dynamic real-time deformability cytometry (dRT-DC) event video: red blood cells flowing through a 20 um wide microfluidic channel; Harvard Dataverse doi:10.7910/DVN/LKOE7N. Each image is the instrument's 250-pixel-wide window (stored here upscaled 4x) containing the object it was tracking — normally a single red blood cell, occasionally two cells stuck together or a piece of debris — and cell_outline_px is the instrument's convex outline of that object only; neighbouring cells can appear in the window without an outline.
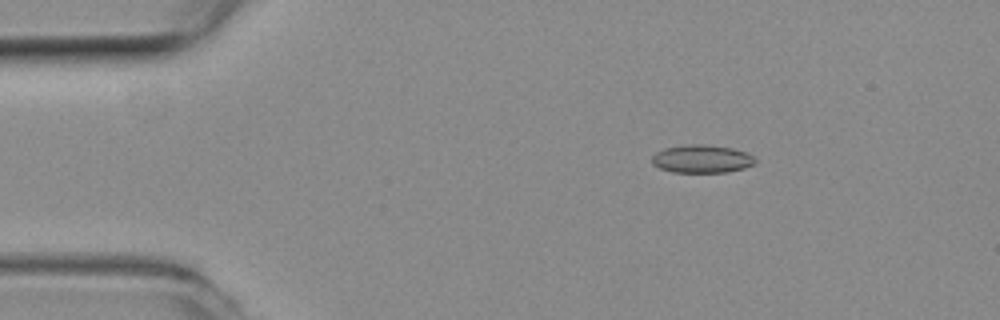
{"species": "common noctule bat (a hibernating species)", "species_latin": "Nyctalus noctula", "temperature_condition": "room temperature", "stored_images_in_passage": 16, "camera_frame_rate_fps": 3000, "um_per_image_px": 0.085, "animal": {"sex": "female", "body_mass_g": 19.3, "forearm_length_mm": 54.1}, "frame": {"image": 1, "passage_image": 9, "time_ms": 2.667, "image_size_px": [1000, 320], "cell_outline_px": [[756, 164], [744, 168], [728, 172], [672, 172], [660, 168], [652, 164], [652, 156], [656, 152], [664, 148], [688, 144], [704, 144], [732, 148], [748, 152], [756, 156]], "centroid_in_image_um": [59.7, 13.5], "position_along_channel_um": 25.3, "area_um2": 17.11}}